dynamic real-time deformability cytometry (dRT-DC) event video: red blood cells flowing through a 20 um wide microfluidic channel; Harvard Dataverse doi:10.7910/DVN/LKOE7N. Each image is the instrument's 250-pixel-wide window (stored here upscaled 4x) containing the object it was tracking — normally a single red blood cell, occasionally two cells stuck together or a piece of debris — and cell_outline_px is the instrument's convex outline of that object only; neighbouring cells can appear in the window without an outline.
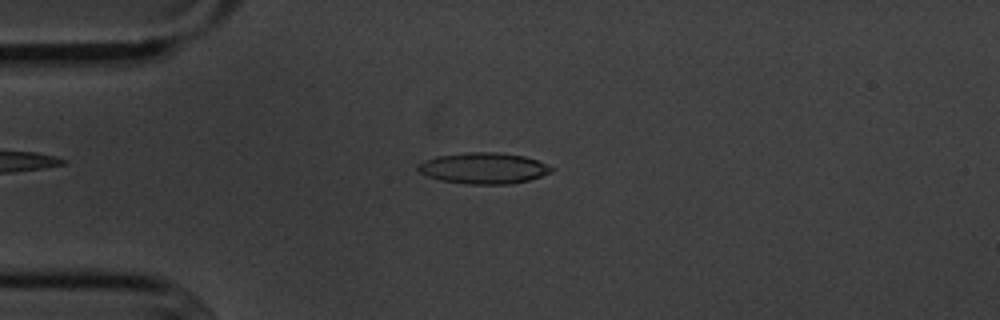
{"species": "common noctule bat (a hibernating species)", "species_latin": "Nyctalus noctula", "temperature_condition": "cold", "stored_images_in_passage": 54, "camera_frame_rate_fps": 3000, "um_per_image_px": 0.085, "animal": {"sex": "male", "body_mass_g": 20.1, "forearm_length_mm": 53.5}, "frame": {"image": 1, "passage_image": 13, "time_ms": 4.0, "image_size_px": [1000, 320], "cell_outline_px": [[552, 172], [528, 180], [508, 184], [472, 184], [440, 180], [428, 176], [420, 172], [416, 168], [416, 164], [424, 160], [436, 156], [468, 152], [500, 152], [524, 156], [548, 164], [552, 168]], "centroid_in_image_um": [41.08, 14.28], "position_along_channel_um": 43.9, "area_um2": 24.1}}
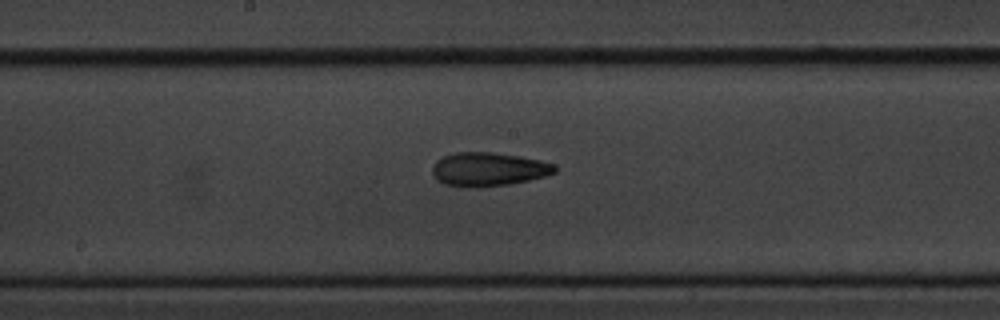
{"frame": {"image": 2, "passage_image": 28, "time_ms": 9.0, "image_size_px": [1000, 320], "cell_outline_px": [[556, 172], [544, 176], [528, 180], [508, 184], [476, 188], [472, 188], [444, 184], [436, 180], [432, 172], [432, 164], [436, 160], [444, 156], [456, 152], [492, 152], [520, 156], [540, 160], [556, 164]], "centroid_in_image_um": [41.49, 14.39], "position_along_channel_um": 206.7, "area_um2": 24.22}}
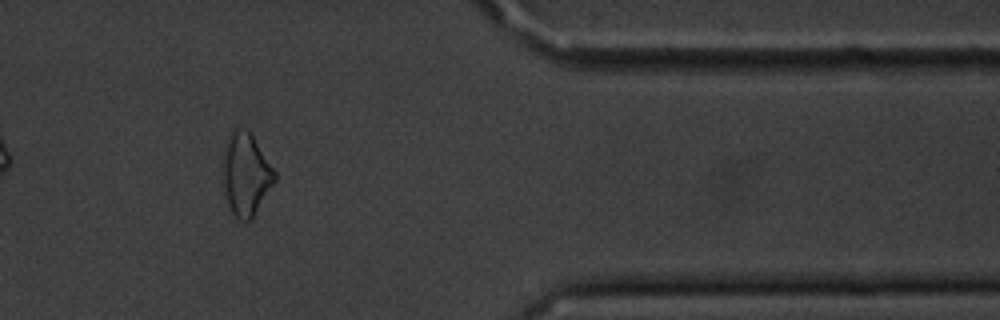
{"frame": {"image": 3, "passage_image": 45, "time_ms": 14.667, "image_size_px": [1000, 320], "cell_outline_px": [[276, 180], [252, 220], [240, 220], [232, 212], [228, 204], [224, 184], [224, 160], [228, 136], [236, 128], [248, 128], [252, 132], [276, 172]], "centroid_in_image_um": [20.95, 14.79], "position_along_channel_um": 390.4, "area_um2": 24.74}, "authors_computed_cell_mechanics": {"area_um2": 23.4957, "velocity_mm_per_s": 3.6219, "shape_relaxation_time_tau1_ms": 5.4297, "shape_relaxation_time_tau2_ms": 6.9171, "deformation_change_tau1": 0.146, "deformation_change_tau2": 0.1614}}